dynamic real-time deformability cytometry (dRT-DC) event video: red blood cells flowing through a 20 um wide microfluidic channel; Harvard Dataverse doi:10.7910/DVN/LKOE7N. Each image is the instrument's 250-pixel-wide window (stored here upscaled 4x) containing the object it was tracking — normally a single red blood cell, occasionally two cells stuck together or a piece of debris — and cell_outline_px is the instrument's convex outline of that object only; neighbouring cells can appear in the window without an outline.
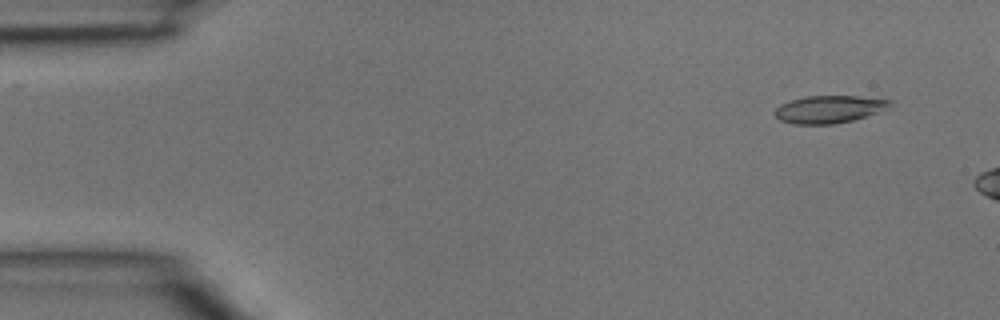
{"species": "common noctule bat (a hibernating species)", "species_latin": "Nyctalus noctula", "temperature_condition": "room temperature", "stored_images_in_passage": 2, "camera_frame_rate_fps": 3000, "um_per_image_px": 0.085, "animal": {"sex": "male", "body_mass_g": 15.6}, "frame": {"image": 1, "passage_image": 2, "time_ms": 0.333, "image_size_px": [1000, 320], "cell_outline_px": [[892, 100], [888, 108], [852, 120], [836, 124], [796, 124], [780, 120], [776, 116], [776, 108], [780, 104], [804, 96], [856, 96]], "centroid_in_image_um": [70.45, 9.28], "position_along_channel_um": 14.5, "area_um2": 18.15}}